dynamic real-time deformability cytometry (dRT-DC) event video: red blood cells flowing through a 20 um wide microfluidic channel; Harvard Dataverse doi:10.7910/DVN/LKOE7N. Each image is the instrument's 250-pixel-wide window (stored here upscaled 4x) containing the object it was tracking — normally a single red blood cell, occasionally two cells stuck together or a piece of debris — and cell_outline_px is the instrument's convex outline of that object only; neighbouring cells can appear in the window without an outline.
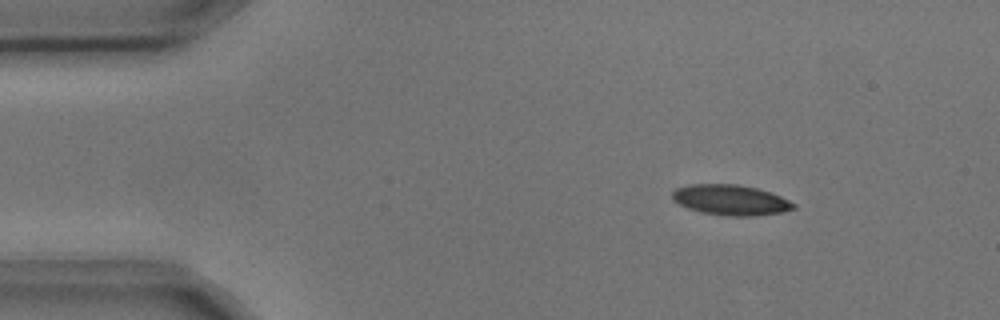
{"species": "common noctule bat (a hibernating species)", "species_latin": "Nyctalus noctula", "temperature_condition": "cold", "stored_images_in_passage": 2, "camera_frame_rate_fps": 3000, "um_per_image_px": 0.085, "animal": {"sex": "male", "body_mass_g": 17.9, "forearm_length_mm": 54.2}, "frame": {"image": 1, "passage_image": 1, "time_ms": 0.0, "image_size_px": [1000, 320], "cell_outline_px": [[796, 208], [780, 212], [756, 216], [728, 216], [700, 212], [688, 208], [672, 200], [672, 192], [676, 188], [688, 184], [736, 184], [756, 188], [772, 192], [796, 204]], "centroid_in_image_um": [62.09, 16.99], "position_along_channel_um": 22.9, "area_um2": 21.56}}